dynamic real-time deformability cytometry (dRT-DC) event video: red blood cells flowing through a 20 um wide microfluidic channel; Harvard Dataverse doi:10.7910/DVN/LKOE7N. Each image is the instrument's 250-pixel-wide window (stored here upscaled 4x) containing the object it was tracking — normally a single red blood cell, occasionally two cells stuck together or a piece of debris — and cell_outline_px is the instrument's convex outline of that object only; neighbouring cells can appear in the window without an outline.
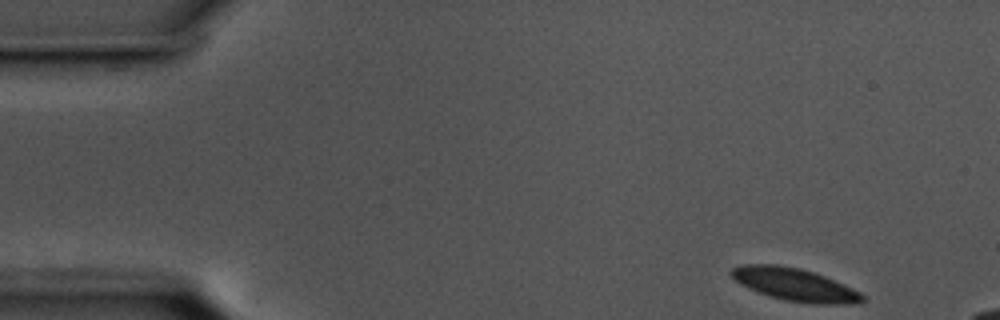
{"species": "common noctule bat (a hibernating species)", "species_latin": "Nyctalus noctula", "temperature_condition": "cold", "stored_images_in_passage": 53, "camera_frame_rate_fps": 3000, "um_per_image_px": 0.085, "animal": {"sex": "male", "body_mass_g": 17.5, "forearm_length_mm": 52.3}, "frame": {"image": 1, "passage_image": 1, "time_ms": 0.0, "image_size_px": [1000, 320], "cell_outline_px": [[864, 300], [860, 304], [808, 304], [784, 300], [768, 296], [748, 288], [740, 284], [728, 272], [732, 268], [744, 264], [776, 264], [800, 268], [824, 276], [852, 288], [860, 292], [864, 296]], "centroid_in_image_um": [67.55, 24.2], "position_along_channel_um": 17.5, "area_um2": 25.09}}
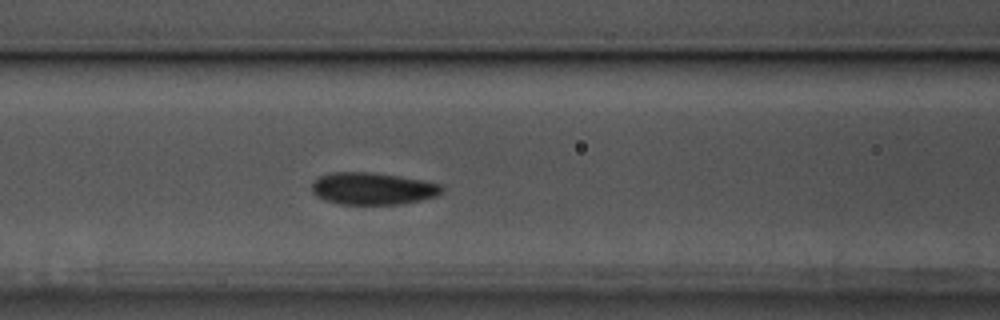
{"frame": {"image": 2, "passage_image": 19, "time_ms": 6.0, "image_size_px": [1000, 320], "cell_outline_px": [[444, 192], [436, 196], [420, 200], [400, 204], [340, 204], [324, 200], [316, 196], [312, 192], [312, 180], [320, 176], [332, 172], [372, 172], [400, 176], [440, 184], [444, 188]], "centroid_in_image_um": [31.66, 16.03], "position_along_channel_um": 134.9, "area_um2": 24.45}}
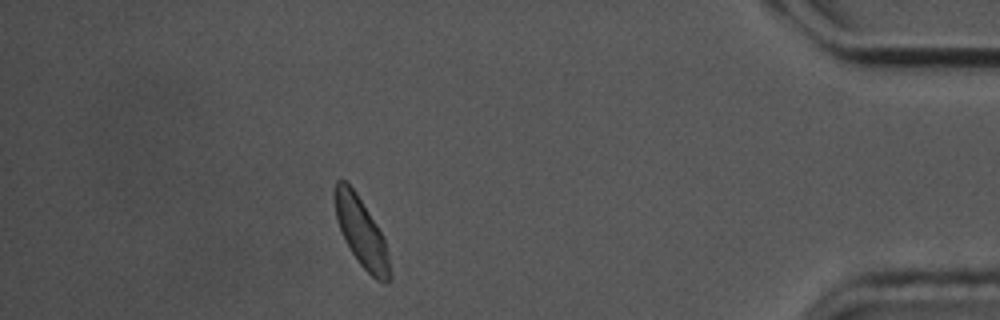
{"frame": {"image": 3, "passage_image": 46, "time_ms": 15.0, "image_size_px": [1000, 320], "cell_outline_px": [[392, 280], [376, 280], [360, 264], [352, 252], [336, 220], [336, 180], [344, 180], [356, 192], [384, 236], [392, 276]], "centroid_in_image_um": [30.75, 19.77], "position_along_channel_um": 404.4, "area_um2": 21.39}, "authors_computed_cell_mechanics": {"area_um2": 24.0448, "velocity_mm_per_s": 3.5381, "shape_relaxation_time_tau1_ms": 1.713, "shape_relaxation_time_tau2_ms": 3.1769, "deformation_change_tau1": 0.0797, "deformation_change_tau2": 0.0685}}